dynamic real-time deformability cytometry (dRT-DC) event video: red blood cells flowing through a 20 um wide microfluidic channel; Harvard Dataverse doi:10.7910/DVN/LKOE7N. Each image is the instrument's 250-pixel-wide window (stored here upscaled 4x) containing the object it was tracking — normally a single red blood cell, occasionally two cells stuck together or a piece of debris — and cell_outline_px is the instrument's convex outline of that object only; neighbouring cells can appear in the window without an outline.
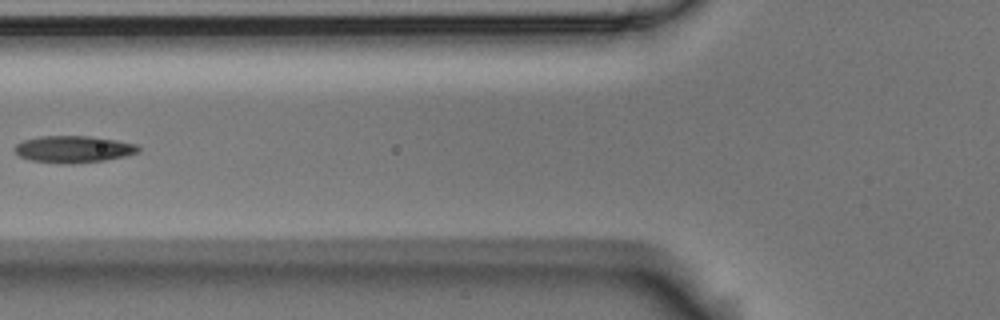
{"species": "Egyptian fruit bat (a non-hibernating species)", "species_latin": "Rousettus aegyptiacus", "temperature_condition": "room temperature", "stored_images_in_passage": 7, "segment_of_instrument_passage": [2, 2], "camera_frame_rate_fps": 3000, "um_per_image_px": 0.085, "animal": {"sex": "male"}, "frame": {"image": 1, "passage_image": 6, "time_ms": 1.667, "image_size_px": [1000, 320], "cell_outline_px": [[140, 152], [128, 156], [104, 160], [72, 164], [60, 164], [28, 160], [20, 156], [12, 148], [16, 144], [24, 140], [40, 136], [88, 136], [116, 140], [136, 144], [140, 148]], "centroid_in_image_um": [6.24, 12.69], "position_along_channel_um": 119.6, "area_um2": 19.59}}
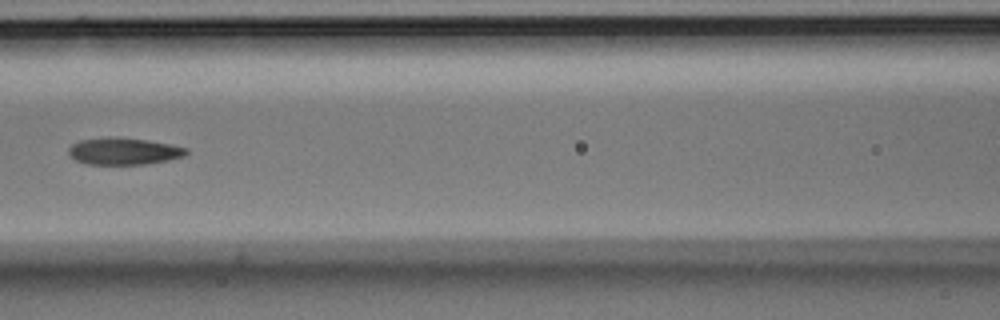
{"frame": {"image": 2, "passage_image": 7, "time_ms": 2.0, "image_size_px": [1000, 320], "cell_outline_px": [[188, 152], [184, 156], [168, 160], [144, 164], [88, 164], [76, 160], [68, 152], [68, 148], [72, 144], [80, 140], [144, 140], [168, 144], [188, 148]], "centroid_in_image_um": [10.55, 12.9], "position_along_channel_um": 156.0, "area_um2": 17.34}}